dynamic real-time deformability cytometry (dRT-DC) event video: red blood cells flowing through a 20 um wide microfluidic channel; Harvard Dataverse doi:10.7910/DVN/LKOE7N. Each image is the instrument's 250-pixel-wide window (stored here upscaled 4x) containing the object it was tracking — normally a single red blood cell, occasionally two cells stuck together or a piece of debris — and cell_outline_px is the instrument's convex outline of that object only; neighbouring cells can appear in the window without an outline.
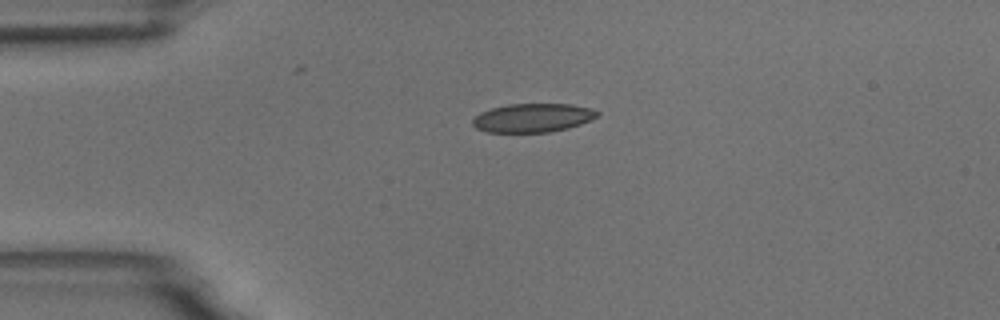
{"species": "common noctule bat (a hibernating species)", "species_latin": "Nyctalus noctula", "temperature_condition": "room temperature", "stored_images_in_passage": 2, "camera_frame_rate_fps": 3000, "um_per_image_px": 0.085, "animal": {"sex": "male", "body_mass_g": 18.8}, "frame": {"image": 1, "passage_image": 1, "time_ms": 0.0, "image_size_px": [1000, 320], "cell_outline_px": [[600, 112], [596, 116], [580, 124], [568, 128], [548, 132], [488, 132], [476, 128], [472, 124], [472, 120], [480, 112], [492, 108], [508, 104], [572, 104], [592, 108]], "centroid_in_image_um": [45.27, 10.01], "position_along_channel_um": 39.7, "area_um2": 20.75}}